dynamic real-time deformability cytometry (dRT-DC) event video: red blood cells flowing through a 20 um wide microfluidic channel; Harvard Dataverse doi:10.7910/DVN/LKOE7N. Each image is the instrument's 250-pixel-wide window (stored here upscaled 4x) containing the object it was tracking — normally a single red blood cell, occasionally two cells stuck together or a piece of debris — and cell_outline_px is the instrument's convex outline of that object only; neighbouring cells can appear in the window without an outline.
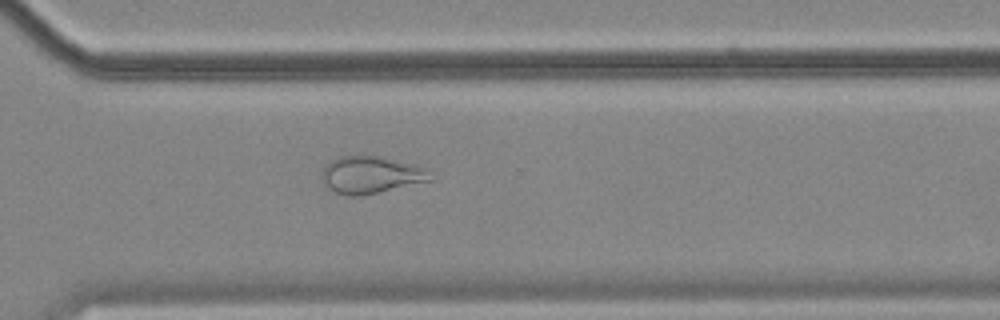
{"species": "common noctule bat (a hibernating species)", "species_latin": "Nyctalus noctula", "temperature_condition": "cold", "stored_images_in_passage": 55, "camera_frame_rate_fps": 3000, "um_per_image_px": 0.085, "animal": {"sex": "female", "body_mass_g": 18.4}, "frame": {"image": 1, "passage_image": 40, "time_ms": 13.0, "image_size_px": [1000, 320], "cell_outline_px": [[432, 180], [360, 196], [348, 196], [336, 192], [328, 188], [324, 184], [320, 176], [324, 164], [328, 160], [340, 156], [384, 156], [416, 164], [428, 168]], "centroid_in_image_um": [31.5, 14.84], "position_along_channel_um": 339.1, "area_um2": 23.87}}
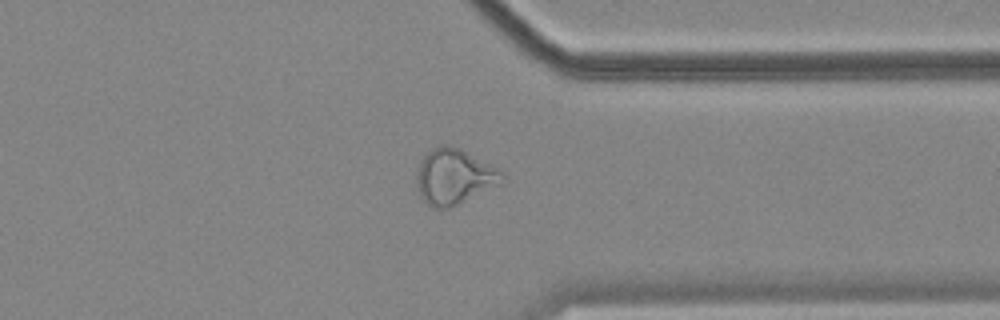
{"frame": {"image": 2, "passage_image": 43, "time_ms": 14.0, "image_size_px": [1000, 320], "cell_outline_px": [[508, 180], [504, 184], [448, 208], [436, 208], [428, 204], [420, 196], [416, 188], [416, 172], [420, 160], [432, 148], [440, 144], [444, 144], [460, 148], [500, 168], [508, 176]], "centroid_in_image_um": [38.67, 15.0], "position_along_channel_um": 372.7, "area_um2": 28.38}}
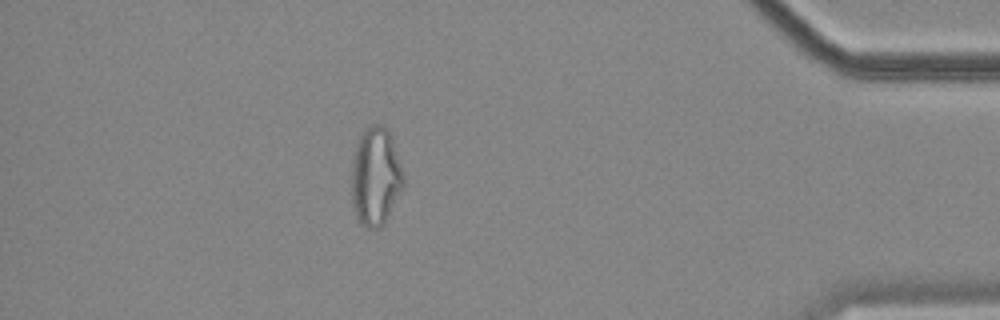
{"frame": {"image": 3, "passage_image": 49, "time_ms": 16.0, "image_size_px": [1000, 320], "cell_outline_px": [[404, 188], [384, 224], [380, 228], [368, 228], [356, 216], [352, 204], [352, 160], [356, 144], [360, 136], [372, 124], [380, 124], [392, 136], [404, 172]], "centroid_in_image_um": [31.95, 15.02], "position_along_channel_um": 403.2, "area_um2": 29.88}, "authors_computed_cell_mechanics": {"area_um2": 29.189, "velocity_mm_per_s": 3.6015, "shape_relaxation_time_tau1_ms": null, "shape_relaxation_time_tau2_ms": 1.7193, "deformation_change_tau1": null, "deformation_change_tau2": 0.0901}}